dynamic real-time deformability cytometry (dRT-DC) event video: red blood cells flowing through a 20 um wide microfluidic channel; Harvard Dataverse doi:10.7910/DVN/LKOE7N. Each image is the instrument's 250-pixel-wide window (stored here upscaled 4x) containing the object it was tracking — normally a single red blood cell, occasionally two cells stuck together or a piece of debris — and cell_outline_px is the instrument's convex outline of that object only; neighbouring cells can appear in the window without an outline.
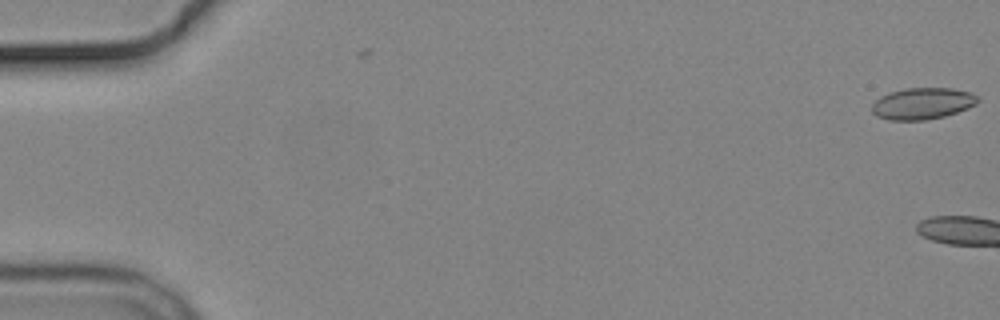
{"species": "common noctule bat (a hibernating species)", "species_latin": "Nyctalus noctula", "temperature_condition": "cold", "stored_images_in_passage": 6, "camera_frame_rate_fps": 3000, "um_per_image_px": 0.085, "animal": {"sex": "male", "body_mass_g": 19.2, "forearm_length_mm": 51.8}, "frame": {"image": 1, "passage_image": 1, "time_ms": 0.0, "image_size_px": [1000, 320], "cell_outline_px": [[980, 100], [976, 104], [968, 108], [944, 116], [924, 120], [888, 120], [876, 116], [872, 112], [872, 104], [880, 96], [888, 92], [904, 88], [952, 88], [972, 92], [980, 96]], "centroid_in_image_um": [78.42, 8.79], "position_along_channel_um": 6.6, "area_um2": 19.71}}